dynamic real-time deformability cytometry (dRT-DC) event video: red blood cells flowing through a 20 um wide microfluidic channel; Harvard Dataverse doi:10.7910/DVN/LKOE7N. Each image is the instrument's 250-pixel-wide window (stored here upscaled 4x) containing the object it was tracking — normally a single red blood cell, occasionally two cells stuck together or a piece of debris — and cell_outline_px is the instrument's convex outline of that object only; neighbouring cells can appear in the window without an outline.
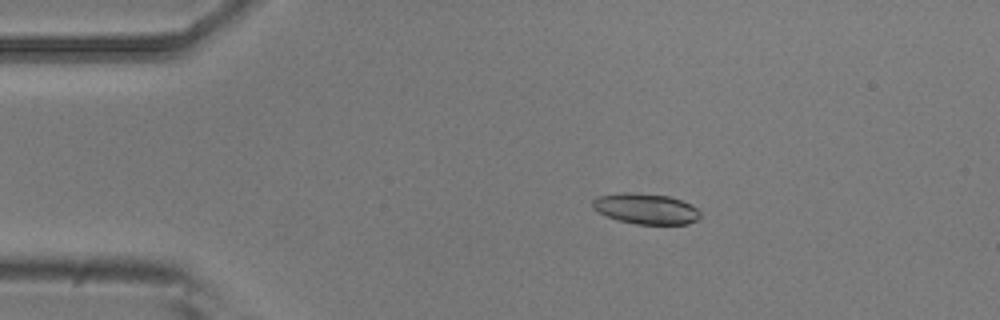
{"species": "common noctule bat (a hibernating species)", "species_latin": "Nyctalus noctula", "temperature_condition": "room temperature", "stored_images_in_passage": 5, "camera_frame_rate_fps": 3000, "um_per_image_px": 0.085, "animal": {"sex": "male", "body_mass_g": 20.5, "forearm_length_mm": 52.5}, "frame": {"image": 1, "passage_image": 3, "time_ms": 0.667, "image_size_px": [1000, 320], "cell_outline_px": [[700, 216], [696, 220], [688, 224], [636, 224], [616, 220], [604, 216], [592, 208], [592, 200], [596, 196], [620, 192], [624, 192], [668, 196], [692, 204], [700, 212]], "centroid_in_image_um": [54.84, 17.75], "position_along_channel_um": 30.2, "area_um2": 19.36}}
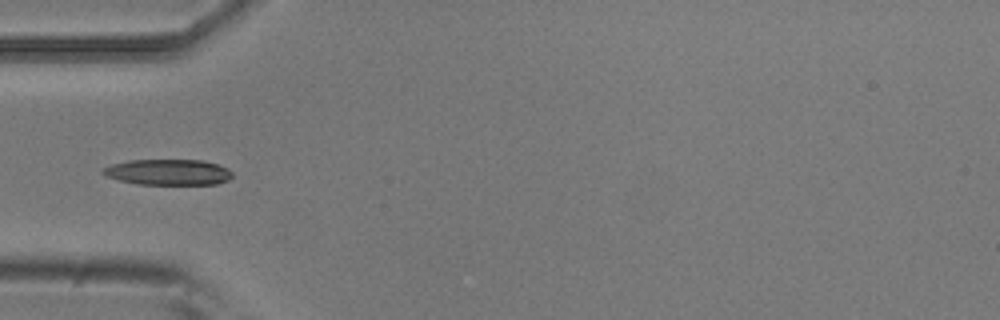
{"frame": {"image": 2, "passage_image": 5, "time_ms": 1.333, "image_size_px": [1000, 320], "cell_outline_px": [[232, 176], [228, 180], [216, 184], [136, 184], [104, 176], [100, 172], [100, 168], [112, 164], [128, 160], [200, 160], [216, 164], [228, 168], [232, 172]], "centroid_in_image_um": [14.24, 14.63], "position_along_channel_um": 70.8, "area_um2": 19.54}}